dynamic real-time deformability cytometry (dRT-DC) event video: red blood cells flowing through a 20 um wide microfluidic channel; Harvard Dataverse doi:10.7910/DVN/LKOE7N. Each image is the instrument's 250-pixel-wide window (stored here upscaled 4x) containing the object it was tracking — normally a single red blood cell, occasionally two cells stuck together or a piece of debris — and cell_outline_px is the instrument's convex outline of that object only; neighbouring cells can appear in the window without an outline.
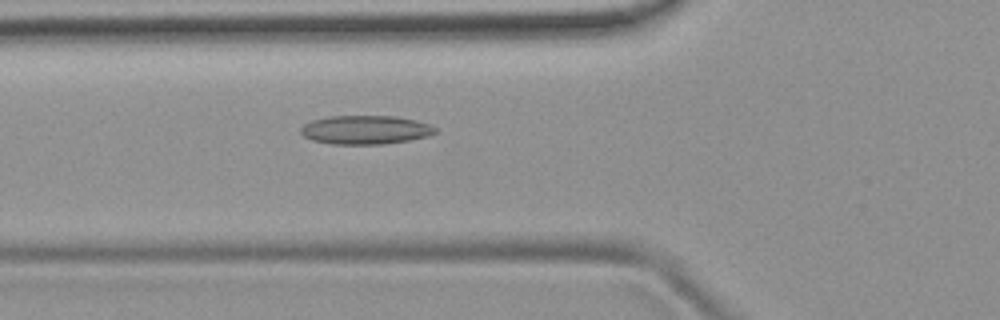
{"species": "common noctule bat (a hibernating species)", "species_latin": "Nyctalus noctula", "temperature_condition": "room temperature", "stored_images_in_passage": 51, "camera_frame_rate_fps": 3000, "um_per_image_px": 0.085, "animal": {"sex": "female", "body_mass_g": 19.9}, "frame": {"image": 1, "passage_image": 19, "time_ms": 6.0, "image_size_px": [1000, 320], "cell_outline_px": [[436, 132], [428, 136], [408, 140], [384, 144], [332, 144], [312, 140], [304, 136], [300, 132], [300, 128], [304, 124], [312, 120], [328, 116], [396, 116], [416, 120], [428, 124], [436, 128]], "centroid_in_image_um": [31.04, 11.03], "position_along_channel_um": 94.8, "area_um2": 22.54}}
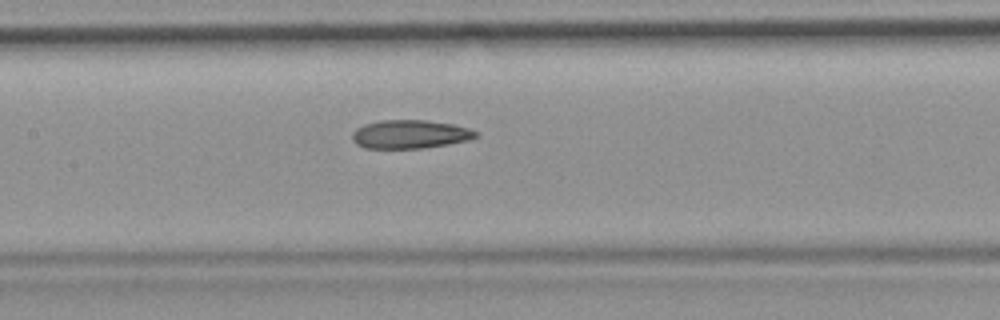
{"frame": {"image": 2, "passage_image": 25, "time_ms": 8.0, "image_size_px": [1000, 320], "cell_outline_px": [[476, 136], [468, 140], [448, 144], [424, 148], [364, 148], [356, 144], [352, 140], [352, 132], [356, 128], [364, 124], [384, 120], [424, 120], [452, 124], [468, 128], [476, 132]], "centroid_in_image_um": [34.8, 11.41], "position_along_channel_um": 172.6, "area_um2": 20.4}}
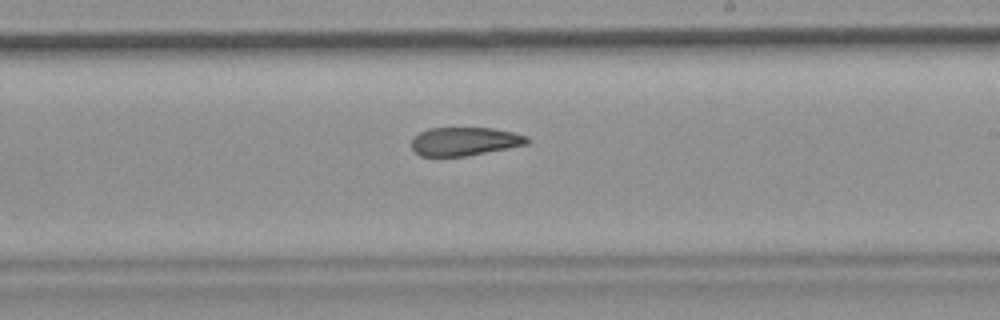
{"frame": {"image": 3, "passage_image": 31, "time_ms": 10.0, "image_size_px": [1000, 320], "cell_outline_px": [[532, 140], [528, 144], [468, 156], [420, 156], [412, 148], [412, 140], [420, 132], [428, 128], [492, 128], [512, 132], [528, 136]], "centroid_in_image_um": [39.53, 12.02], "position_along_channel_um": 249.5, "area_um2": 19.19}}